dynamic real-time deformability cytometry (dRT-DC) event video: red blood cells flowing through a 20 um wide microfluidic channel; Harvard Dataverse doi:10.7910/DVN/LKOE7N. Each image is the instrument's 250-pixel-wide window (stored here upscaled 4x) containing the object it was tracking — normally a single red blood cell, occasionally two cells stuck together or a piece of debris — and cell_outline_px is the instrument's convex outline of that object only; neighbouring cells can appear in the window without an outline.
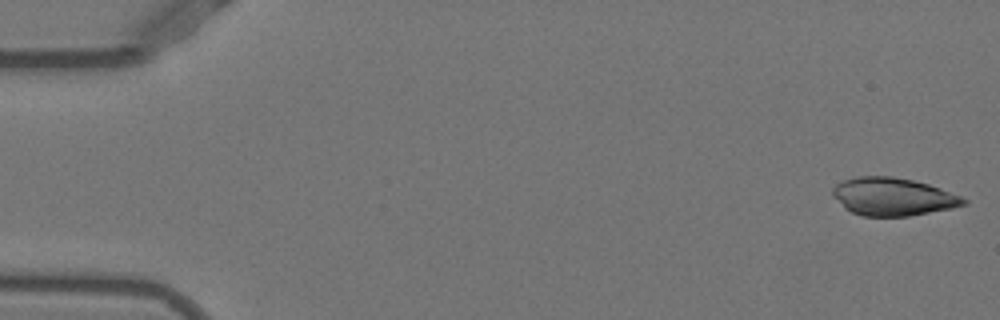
{"species": "Egyptian fruit bat (a non-hibernating species)", "species_latin": "Rousettus aegyptiacus", "temperature_condition": "warm", "stored_images_in_passage": 51, "camera_frame_rate_fps": 3000, "um_per_image_px": 0.085, "animal": {"sex": "female"}, "frame": {"image": 1, "passage_image": 1, "time_ms": 0.0, "image_size_px": [1000, 320], "cell_outline_px": [[968, 204], [952, 208], [908, 216], [864, 216], [852, 212], [844, 208], [832, 196], [832, 188], [836, 184], [844, 180], [860, 176], [892, 176], [912, 180], [928, 184], [940, 188], [960, 196], [968, 200]], "centroid_in_image_um": [75.89, 16.72], "position_along_channel_um": 9.1, "area_um2": 28.84}}
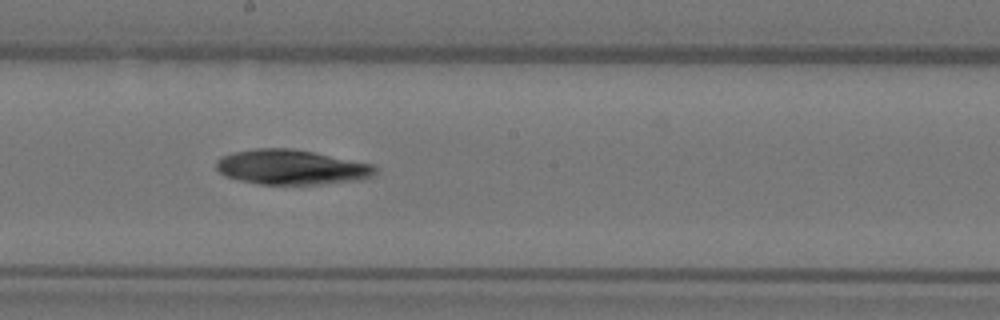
{"frame": {"image": 2, "passage_image": 28, "time_ms": 9.0, "image_size_px": [1000, 320], "cell_outline_px": [[376, 172], [372, 176], [360, 180], [320, 184], [260, 184], [240, 180], [224, 176], [216, 168], [216, 160], [220, 156], [232, 152], [256, 148], [292, 148], [372, 164], [376, 168]], "centroid_in_image_um": [24.72, 14.21], "position_along_channel_um": 223.5, "area_um2": 32.25}}
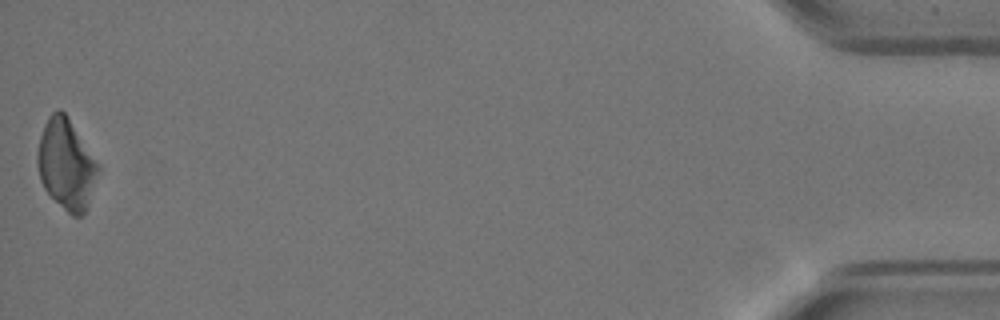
{"frame": {"image": 3, "passage_image": 51, "time_ms": 16.667, "image_size_px": [1000, 320], "cell_outline_px": [[100, 168], [84, 216], [72, 216], [44, 188], [40, 180], [36, 164], [36, 152], [40, 136], [44, 124], [48, 116], [52, 112], [60, 108], [64, 112]], "centroid_in_image_um": [5.59, 13.97], "position_along_channel_um": 429.6, "area_um2": 31.44}}